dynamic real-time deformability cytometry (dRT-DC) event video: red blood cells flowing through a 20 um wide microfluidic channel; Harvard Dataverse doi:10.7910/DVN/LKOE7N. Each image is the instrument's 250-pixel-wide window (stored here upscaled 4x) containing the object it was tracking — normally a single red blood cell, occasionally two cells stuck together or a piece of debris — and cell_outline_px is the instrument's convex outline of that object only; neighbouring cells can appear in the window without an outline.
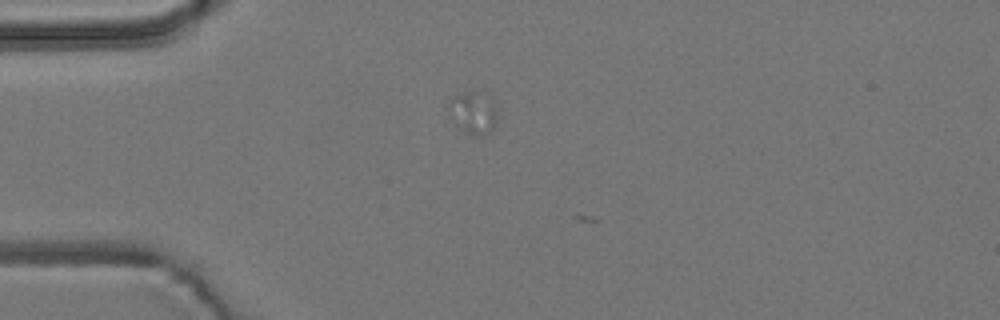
{"species": "common noctule bat (a hibernating species)", "species_latin": "Nyctalus noctula", "temperature_condition": "room temperature", "stored_images_in_passage": 2, "camera_frame_rate_fps": 3000, "um_per_image_px": 0.085, "animal": {"sex": "male", "body_mass_g": 19.2, "forearm_length_mm": 51.8}, "frame": {"image": 1, "passage_image": 1, "time_ms": 0.0, "image_size_px": [1000, 320], "cell_outline_px": [[496, 124], [484, 136], [472, 136], [464, 132], [456, 124], [448, 104], [448, 100], [464, 92], [472, 92], [492, 100], [496, 104]], "centroid_in_image_um": [40.24, 9.63], "position_along_channel_um": 44.8, "area_um2": 11.56}}